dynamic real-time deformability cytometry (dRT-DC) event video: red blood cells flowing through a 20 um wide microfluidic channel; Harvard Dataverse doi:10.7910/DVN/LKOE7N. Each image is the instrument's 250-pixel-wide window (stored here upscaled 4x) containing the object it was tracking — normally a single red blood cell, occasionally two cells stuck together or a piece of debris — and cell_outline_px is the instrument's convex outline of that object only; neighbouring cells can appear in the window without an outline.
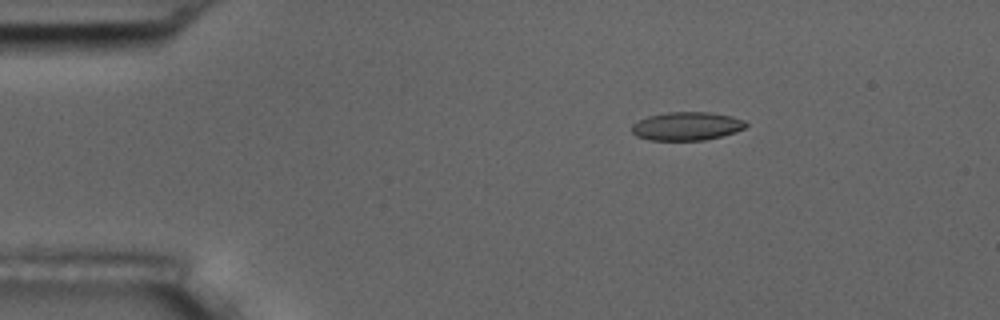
{"species": "common noctule bat (a hibernating species)", "species_latin": "Nyctalus noctula", "temperature_condition": "room temperature", "stored_images_in_passage": 5, "camera_frame_rate_fps": 3000, "um_per_image_px": 0.085, "animal": {"sex": "male", "body_mass_g": 17.5, "forearm_length_mm": 52.3}, "frame": {"image": 1, "passage_image": 3, "time_ms": 2.333, "image_size_px": [1000, 320], "cell_outline_px": [[748, 124], [744, 128], [736, 132], [704, 140], [648, 140], [636, 136], [632, 132], [632, 124], [648, 116], [668, 112], [708, 112], [732, 116], [744, 120]], "centroid_in_image_um": [58.37, 10.72], "position_along_channel_um": 26.6, "area_um2": 18.84}}